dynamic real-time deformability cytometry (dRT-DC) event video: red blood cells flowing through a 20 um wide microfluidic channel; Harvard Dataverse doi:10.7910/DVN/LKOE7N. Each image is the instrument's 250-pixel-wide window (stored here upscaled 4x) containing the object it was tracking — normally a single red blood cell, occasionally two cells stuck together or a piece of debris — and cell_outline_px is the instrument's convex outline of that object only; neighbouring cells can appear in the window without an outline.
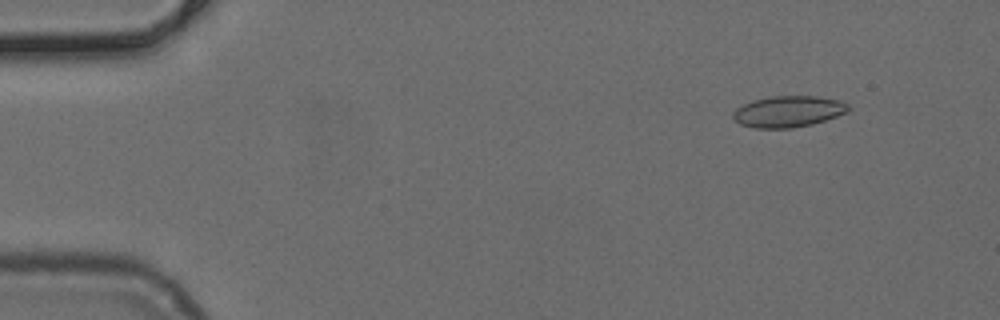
{"species": "common noctule bat (a hibernating species)", "species_latin": "Nyctalus noctula", "temperature_condition": "cold", "stored_images_in_passage": 19, "camera_frame_rate_fps": 3000, "um_per_image_px": 0.085, "animal": {"sex": "female", "body_mass_g": 24.6, "forearm_length_mm": 56.2}, "frame": {"image": 1, "passage_image": 5, "time_ms": 1.333, "image_size_px": [1000, 320], "cell_outline_px": [[852, 108], [848, 112], [812, 124], [792, 128], [756, 128], [740, 124], [732, 116], [732, 112], [736, 108], [752, 100], [772, 96], [816, 96], [840, 100], [848, 104]], "centroid_in_image_um": [67.02, 9.47], "position_along_channel_um": 18.0, "area_um2": 21.04}}
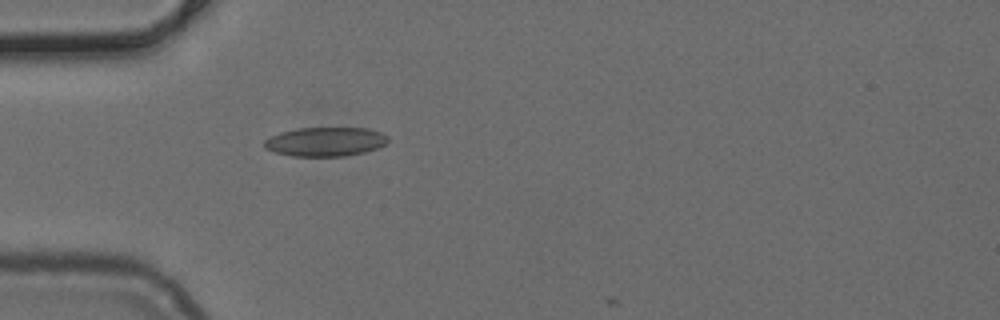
{"frame": {"image": 2, "passage_image": 15, "time_ms": 4.667, "image_size_px": [1000, 320], "cell_outline_px": [[388, 144], [364, 152], [344, 156], [292, 156], [276, 152], [264, 148], [264, 140], [280, 132], [296, 128], [368, 128], [380, 132], [388, 136]], "centroid_in_image_um": [27.67, 12.04], "position_along_channel_um": 57.3, "area_um2": 20.98}}
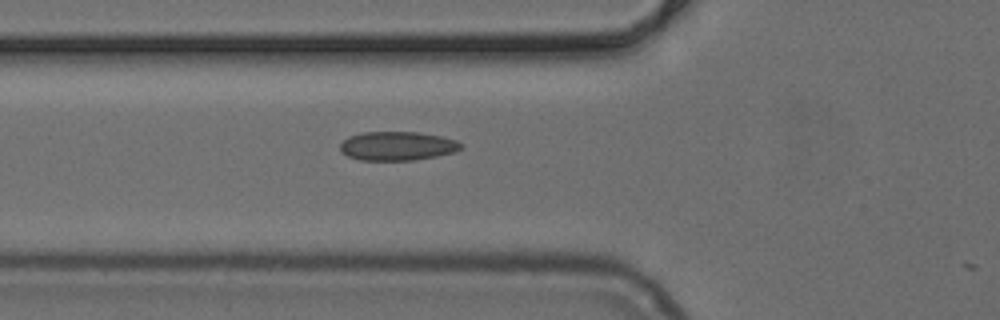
{"frame": {"image": 3, "passage_image": 18, "time_ms": 5.667, "image_size_px": [1000, 320], "cell_outline_px": [[464, 148], [452, 152], [436, 156], [412, 160], [360, 160], [348, 156], [340, 152], [340, 144], [348, 136], [360, 132], [416, 132], [440, 136], [456, 140], [464, 144]], "centroid_in_image_um": [33.76, 12.4], "position_along_channel_um": 92.0, "area_um2": 20.4}}